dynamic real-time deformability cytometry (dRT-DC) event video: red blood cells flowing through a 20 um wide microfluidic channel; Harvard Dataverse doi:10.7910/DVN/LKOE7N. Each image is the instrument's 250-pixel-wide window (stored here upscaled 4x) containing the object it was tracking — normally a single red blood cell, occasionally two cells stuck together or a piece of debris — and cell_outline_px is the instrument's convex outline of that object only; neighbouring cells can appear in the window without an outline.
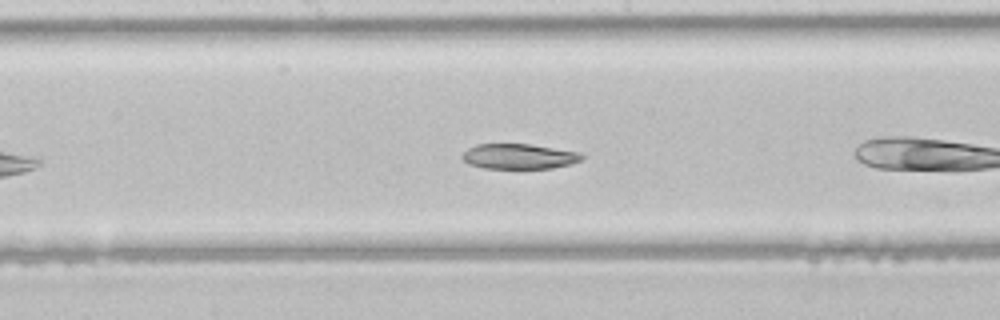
{"species": "common noctule bat (a hibernating species)", "species_latin": "Nyctalus noctula", "temperature_condition": "room temperature", "stored_images_in_passage": 33, "camera_frame_rate_fps": 3000, "um_per_image_px": 0.085, "animal": {"sex": "male", "body_mass_g": 21.5, "forearm_length_mm": 52.0}, "frame": {"image": 1, "passage_image": 10, "time_ms": 3.0, "image_size_px": [1000, 320], "cell_outline_px": [[584, 156], [580, 160], [572, 164], [552, 168], [484, 168], [468, 164], [460, 156], [468, 148], [476, 144], [528, 144], [580, 152]], "centroid_in_image_um": [44.1, 13.29], "position_along_channel_um": 204.1, "area_um2": 17.51}}